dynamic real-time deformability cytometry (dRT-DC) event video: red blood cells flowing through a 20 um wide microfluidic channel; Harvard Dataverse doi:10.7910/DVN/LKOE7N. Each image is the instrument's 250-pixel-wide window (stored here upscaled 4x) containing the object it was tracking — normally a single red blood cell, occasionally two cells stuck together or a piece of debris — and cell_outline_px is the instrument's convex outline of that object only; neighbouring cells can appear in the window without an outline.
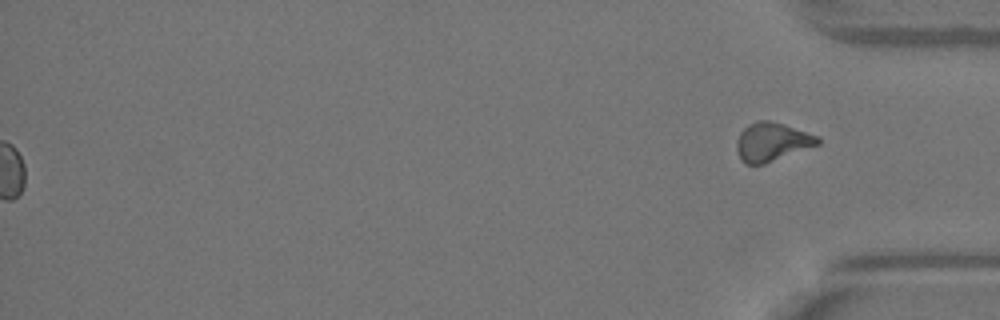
{"species": "Egyptian fruit bat (a non-hibernating species)", "species_latin": "Rousettus aegyptiacus", "temperature_condition": "warm", "stored_images_in_passage": 36, "segment_of_instrument_passage": [2, 2], "camera_frame_rate_fps": 3000, "um_per_image_px": 0.085, "animal": {"sex": "female"}, "frame": {"image": 1, "passage_image": 36, "time_ms": 11.667, "image_size_px": [1000, 320], "cell_outline_px": [[820, 144], [764, 164], [748, 164], [740, 156], [736, 148], [736, 140], [740, 132], [748, 124], [760, 120], [768, 120], [784, 124], [820, 136]], "centroid_in_image_um": [65.64, 12.04], "position_along_channel_um": 369.6, "area_um2": 18.15}}